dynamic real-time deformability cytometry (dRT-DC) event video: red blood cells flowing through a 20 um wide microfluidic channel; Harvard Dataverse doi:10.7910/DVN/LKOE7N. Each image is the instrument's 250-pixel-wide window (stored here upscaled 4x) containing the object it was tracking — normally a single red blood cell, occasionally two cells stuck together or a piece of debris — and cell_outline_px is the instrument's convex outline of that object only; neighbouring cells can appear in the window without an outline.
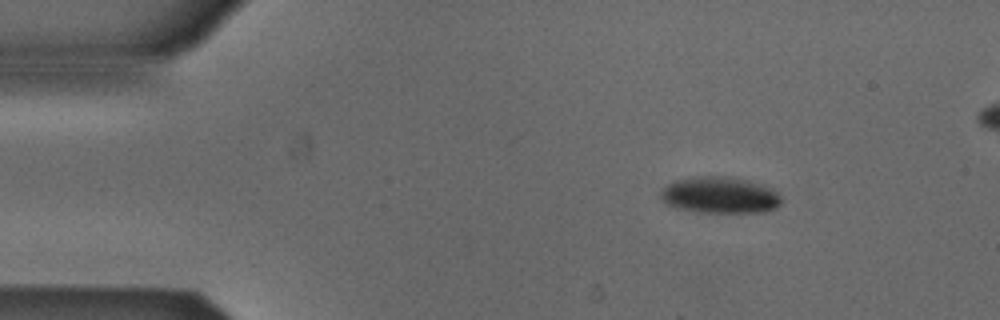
{"species": "Egyptian fruit bat (a non-hibernating species)", "species_latin": "Rousettus aegyptiacus", "temperature_condition": "cold", "stored_images_in_passage": 4, "camera_frame_rate_fps": 3000, "um_per_image_px": 0.085, "animal": {"sex": "male"}, "frame": {"image": 1, "passage_image": 1, "time_ms": 0.0, "image_size_px": [1000, 320], "cell_outline_px": [[784, 200], [776, 208], [764, 212], [700, 212], [676, 208], [668, 204], [660, 196], [660, 188], [672, 180], [692, 176], [728, 176], [748, 180], [764, 184], [776, 188]], "centroid_in_image_um": [61.22, 16.56], "position_along_channel_um": 23.8, "area_um2": 26.36}}